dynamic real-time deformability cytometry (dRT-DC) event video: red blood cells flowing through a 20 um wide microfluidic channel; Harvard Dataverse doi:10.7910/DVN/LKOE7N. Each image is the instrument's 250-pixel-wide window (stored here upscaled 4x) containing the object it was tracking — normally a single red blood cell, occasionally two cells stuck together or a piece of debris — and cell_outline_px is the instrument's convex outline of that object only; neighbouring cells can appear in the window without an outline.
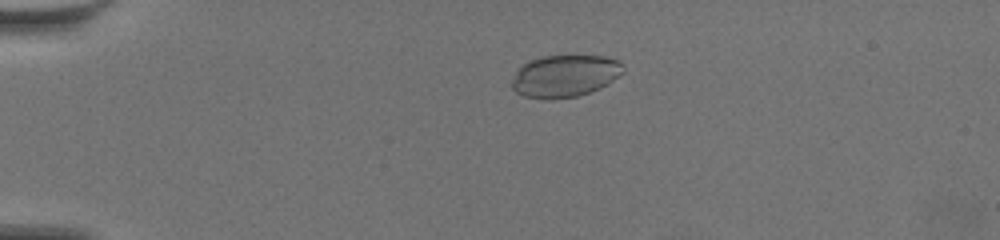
{"species": "common noctule bat (a hibernating species)", "species_latin": "Nyctalus noctula", "temperature_condition": "warm", "stored_images_in_passage": 33, "camera_frame_rate_fps": 3000, "um_per_image_px": 0.085, "animal": {"sex": "female", "body_mass_g": 19.5, "forearm_length_mm": 54.1}, "frame": {"image": 1, "passage_image": 2, "time_ms": 0.333, "image_size_px": [1000, 240], "cell_outline_px": [[624, 72], [608, 84], [600, 88], [576, 96], [544, 100], [524, 96], [516, 92], [512, 88], [512, 80], [516, 72], [528, 60], [540, 56], [604, 56], [620, 60], [624, 64]], "centroid_in_image_um": [48.03, 6.45], "position_along_channel_um": 37.0, "area_um2": 27.46}}
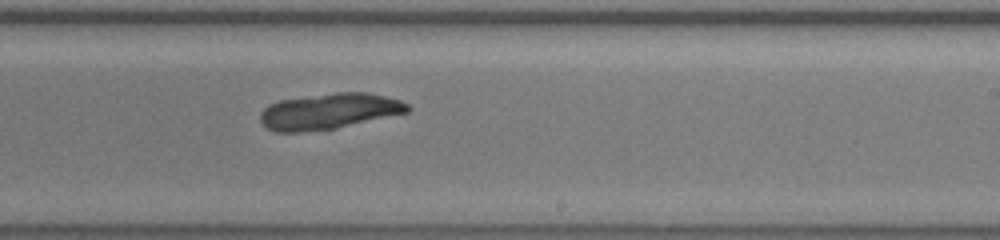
{"frame": {"image": 2, "passage_image": 21, "time_ms": 6.667, "image_size_px": [1000, 240], "cell_outline_px": [[412, 108], [408, 112], [336, 128], [300, 132], [272, 132], [260, 120], [260, 112], [268, 104], [280, 100], [336, 92], [368, 92], [400, 100], [408, 104]], "centroid_in_image_um": [27.96, 9.45], "position_along_channel_um": 261.0, "area_um2": 30.69}}
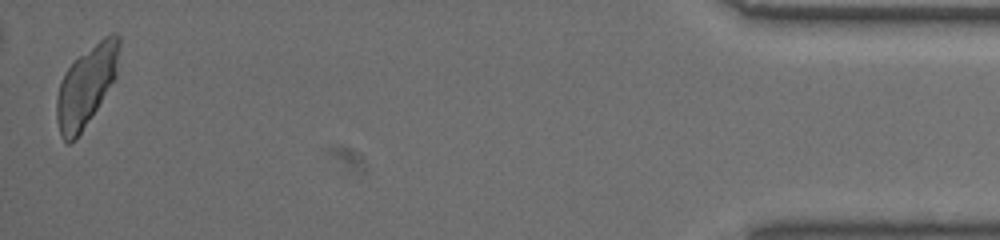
{"frame": {"image": 3, "passage_image": 33, "time_ms": 10.667, "image_size_px": [1000, 240], "cell_outline_px": [[120, 48], [116, 76], [76, 140], [68, 144], [60, 136], [56, 116], [56, 100], [60, 84], [64, 72], [80, 56], [104, 36], [112, 32], [116, 32], [120, 36]], "centroid_in_image_um": [7.33, 7.3], "position_along_channel_um": 427.9, "area_um2": 28.78}}